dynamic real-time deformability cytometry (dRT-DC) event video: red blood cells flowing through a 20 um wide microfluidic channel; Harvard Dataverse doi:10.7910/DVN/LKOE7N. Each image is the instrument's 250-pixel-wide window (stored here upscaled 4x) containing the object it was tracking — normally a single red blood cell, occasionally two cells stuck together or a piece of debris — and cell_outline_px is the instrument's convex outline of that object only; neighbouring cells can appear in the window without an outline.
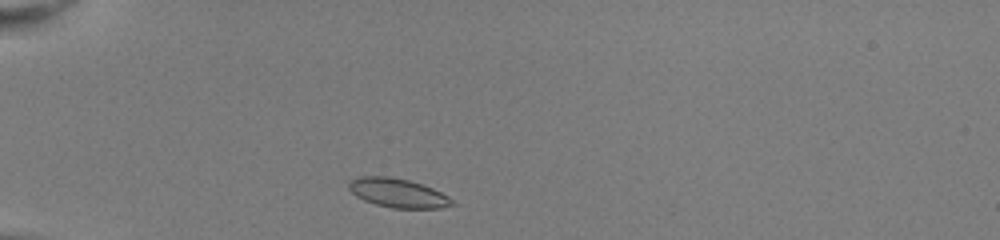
{"species": "common noctule bat (a hibernating species)", "species_latin": "Nyctalus noctula", "temperature_condition": "room temperature", "stored_images_in_passage": 37, "camera_frame_rate_fps": 3000, "um_per_image_px": 0.085, "animal": {"sex": "female", "body_mass_g": 22.0, "forearm_length_mm": 56.7}, "frame": {"image": 1, "passage_image": 1, "time_ms": 0.0, "image_size_px": [1000, 240], "cell_outline_px": [[456, 204], [440, 208], [392, 208], [376, 204], [364, 200], [356, 196], [348, 188], [348, 184], [352, 180], [360, 176], [388, 176], [408, 180], [432, 188], [448, 196]], "centroid_in_image_um": [33.81, 16.4], "position_along_channel_um": 51.2, "area_um2": 17.28}}
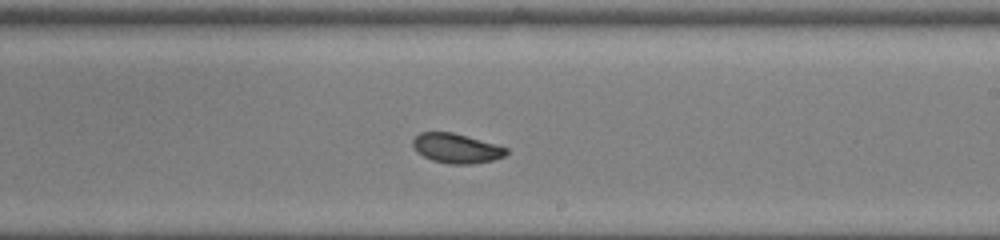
{"frame": {"image": 2, "passage_image": 18, "time_ms": 5.667, "image_size_px": [1000, 240], "cell_outline_px": [[508, 152], [504, 156], [492, 160], [472, 164], [448, 164], [432, 160], [416, 152], [412, 144], [412, 140], [420, 132], [452, 132], [496, 144], [508, 148]], "centroid_in_image_um": [38.78, 12.61], "position_along_channel_um": 250.2, "area_um2": 16.13}}
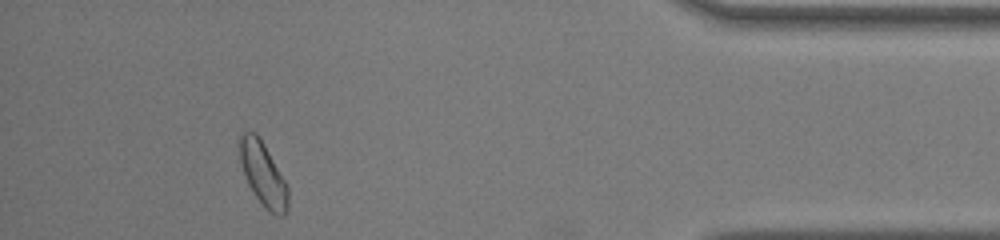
{"frame": {"image": 3, "passage_image": 33, "time_ms": 10.667, "image_size_px": [1000, 240], "cell_outline_px": [[288, 212], [284, 216], [276, 216], [264, 208], [248, 184], [240, 160], [236, 144], [236, 140], [244, 132], [256, 132], [264, 144], [284, 180], [288, 188]], "centroid_in_image_um": [22.34, 14.79], "position_along_channel_um": 412.9, "area_um2": 18.03}, "authors_computed_cell_mechanics": {"area_um2": 16.8776, "velocity_mm_per_s": 4.0216, "shape_relaxation_time_tau1_ms": 7.6708, "shape_relaxation_time_tau2_ms": 8.2533, "deformation_change_tau1": 0.1463, "deformation_change_tau2": 0.0929}}